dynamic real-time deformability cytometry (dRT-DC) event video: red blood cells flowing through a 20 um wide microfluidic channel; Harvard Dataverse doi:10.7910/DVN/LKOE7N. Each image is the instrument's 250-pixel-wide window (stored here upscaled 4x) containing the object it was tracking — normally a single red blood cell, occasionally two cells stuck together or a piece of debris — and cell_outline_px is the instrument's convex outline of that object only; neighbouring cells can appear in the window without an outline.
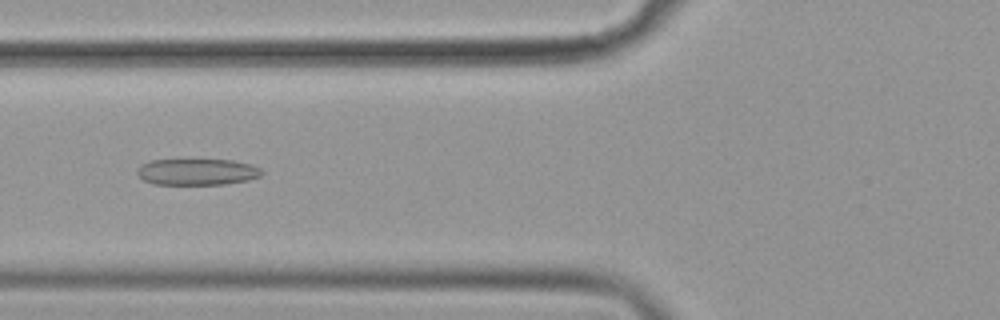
{"species": "common noctule bat (a hibernating species)", "species_latin": "Nyctalus noctula", "temperature_condition": "cold", "stored_images_in_passage": 56, "camera_frame_rate_fps": 3000, "um_per_image_px": 0.085, "animal": {"sex": "female", "body_mass_g": 19.9}, "frame": {"image": 1, "passage_image": 22, "time_ms": 7.0, "image_size_px": [1000, 320], "cell_outline_px": [[264, 172], [260, 176], [248, 180], [224, 184], [152, 184], [144, 180], [136, 172], [136, 168], [140, 164], [152, 160], [232, 160], [252, 164], [260, 168]], "centroid_in_image_um": [16.75, 14.6], "position_along_channel_um": 109.0, "area_um2": 19.19}}
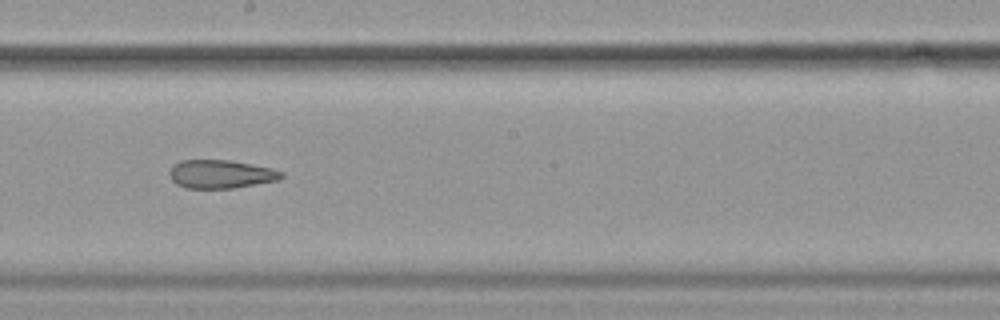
{"frame": {"image": 2, "passage_image": 32, "time_ms": 10.333, "image_size_px": [1000, 320], "cell_outline_px": [[284, 176], [276, 180], [232, 188], [184, 188], [176, 184], [172, 180], [168, 172], [172, 164], [180, 160], [228, 160], [272, 168], [284, 172]], "centroid_in_image_um": [18.71, 14.79], "position_along_channel_um": 229.5, "area_um2": 18.5}}
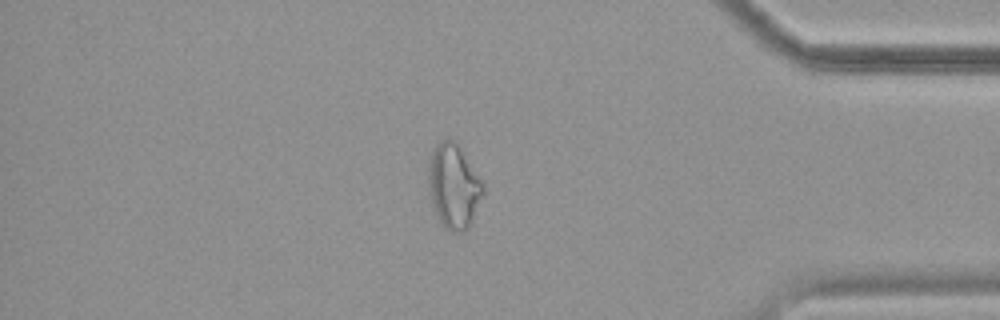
{"frame": {"image": 3, "passage_image": 48, "time_ms": 15.667, "image_size_px": [1000, 320], "cell_outline_px": [[484, 192], [472, 220], [468, 228], [464, 232], [452, 232], [444, 228], [436, 212], [432, 200], [428, 184], [428, 160], [436, 144], [448, 136], [456, 140], [484, 184]], "centroid_in_image_um": [38.56, 15.78], "position_along_channel_um": 396.6, "area_um2": 26.93}, "authors_computed_cell_mechanics": {"area_um2": 23.1778, "velocity_mm_per_s": 3.6175, "shape_relaxation_time_tau1_ms": null, "shape_relaxation_time_tau2_ms": 2.0085, "deformation_change_tau1": null, "deformation_change_tau2": 0.1089}}